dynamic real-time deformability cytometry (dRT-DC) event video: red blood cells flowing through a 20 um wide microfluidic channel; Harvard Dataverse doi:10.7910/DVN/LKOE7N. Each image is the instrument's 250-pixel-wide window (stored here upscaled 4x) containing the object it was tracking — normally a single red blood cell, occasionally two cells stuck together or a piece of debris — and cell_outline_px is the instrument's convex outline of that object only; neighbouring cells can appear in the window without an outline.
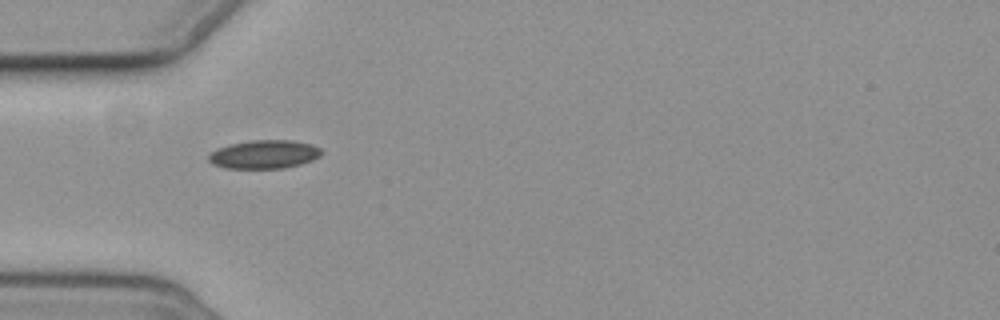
{"species": "common noctule bat (a hibernating species)", "species_latin": "Nyctalus noctula", "temperature_condition": "cold", "stored_images_in_passage": 2, "camera_frame_rate_fps": 3000, "um_per_image_px": 0.085, "animal": {"sex": "female", "body_mass_g": 19.3, "forearm_length_mm": 54.1}, "frame": {"image": 1, "passage_image": 1, "time_ms": 0.0, "image_size_px": [1000, 320], "cell_outline_px": [[324, 152], [320, 156], [312, 160], [300, 164], [284, 168], [228, 168], [212, 164], [208, 160], [208, 156], [216, 148], [232, 144], [252, 140], [292, 140], [312, 144], [320, 148]], "centroid_in_image_um": [22.48, 13.11], "position_along_channel_um": 62.5, "area_um2": 18.73}}
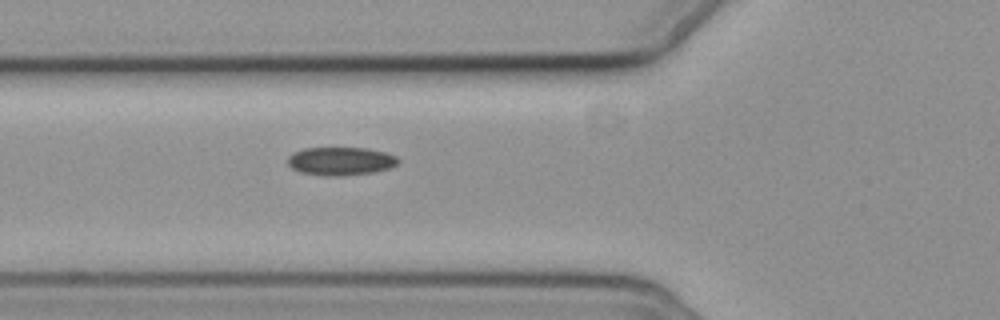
{"frame": {"image": 2, "passage_image": 2, "time_ms": 1.0, "image_size_px": [1000, 320], "cell_outline_px": [[400, 160], [392, 168], [372, 172], [340, 176], [324, 176], [300, 172], [292, 168], [288, 164], [288, 156], [304, 148], [368, 148], [384, 152], [396, 156]], "centroid_in_image_um": [28.97, 13.7], "position_along_channel_um": 96.8, "area_um2": 18.15}}